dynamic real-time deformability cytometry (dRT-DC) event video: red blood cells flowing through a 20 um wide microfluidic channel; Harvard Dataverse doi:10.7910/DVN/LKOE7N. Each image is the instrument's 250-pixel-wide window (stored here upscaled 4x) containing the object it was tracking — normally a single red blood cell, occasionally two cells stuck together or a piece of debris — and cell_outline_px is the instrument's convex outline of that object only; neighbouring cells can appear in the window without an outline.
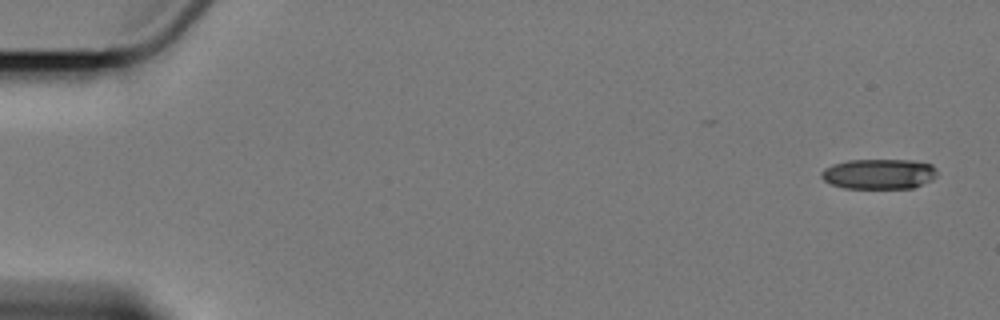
{"species": "Egyptian fruit bat (a non-hibernating species)", "species_latin": "Rousettus aegyptiacus", "temperature_condition": "cold", "stored_images_in_passage": 7, "camera_frame_rate_fps": 3000, "um_per_image_px": 0.085, "animal": {"sex": "female"}, "frame": {"image": 1, "passage_image": 1, "time_ms": 0.0, "image_size_px": [1000, 320], "cell_outline_px": [[936, 176], [932, 180], [912, 188], [844, 188], [832, 184], [824, 180], [820, 176], [820, 172], [824, 168], [832, 164], [848, 160], [912, 160], [932, 164], [936, 168]], "centroid_in_image_um": [74.7, 14.78], "position_along_channel_um": 10.3, "area_um2": 20.46}}
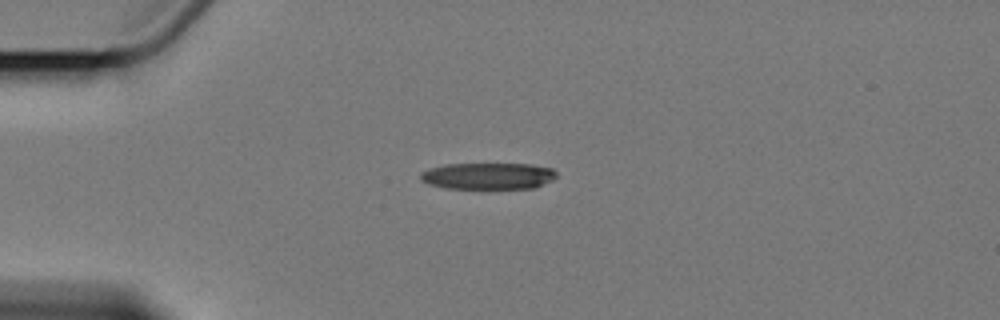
{"frame": {"image": 2, "passage_image": 5, "time_ms": 4.333, "image_size_px": [1000, 320], "cell_outline_px": [[556, 176], [552, 180], [532, 188], [444, 188], [428, 184], [420, 180], [420, 172], [428, 168], [444, 164], [532, 164], [552, 168], [556, 172]], "centroid_in_image_um": [41.44, 14.95], "position_along_channel_um": 43.6, "area_um2": 21.1}}
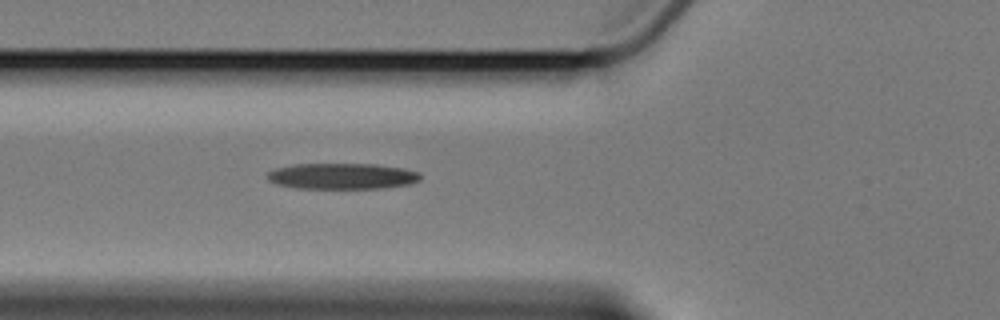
{"frame": {"image": 3, "passage_image": 7, "time_ms": 6.667, "image_size_px": [1000, 320], "cell_outline_px": [[420, 180], [412, 184], [384, 188], [296, 188], [276, 184], [268, 180], [268, 172], [276, 168], [296, 164], [376, 164], [400, 168], [420, 172]], "centroid_in_image_um": [29.1, 14.97], "position_along_channel_um": 96.7, "area_um2": 23.12}}